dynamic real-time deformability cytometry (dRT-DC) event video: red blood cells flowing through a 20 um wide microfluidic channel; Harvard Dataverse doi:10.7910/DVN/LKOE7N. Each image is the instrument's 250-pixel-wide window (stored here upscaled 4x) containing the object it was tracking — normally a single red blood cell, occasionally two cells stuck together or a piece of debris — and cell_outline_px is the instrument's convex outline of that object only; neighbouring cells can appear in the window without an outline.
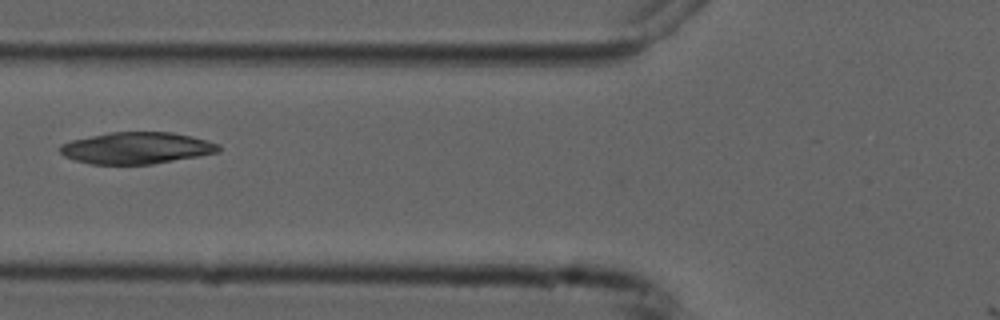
{"species": "common noctule bat (a hibernating species)", "species_latin": "Nyctalus noctula", "temperature_condition": "cold", "stored_images_in_passage": 7, "camera_frame_rate_fps": 3000, "um_per_image_px": 0.085, "animal": {"sex": "male", "forearm_length_mm": 52.5}, "frame": {"image": 1, "passage_image": 6, "time_ms": 6.0, "image_size_px": [1000, 320], "cell_outline_px": [[220, 152], [152, 164], [92, 164], [76, 160], [64, 156], [60, 152], [60, 144], [72, 140], [108, 132], [172, 132], [220, 144]], "centroid_in_image_um": [11.59, 12.58], "position_along_channel_um": 114.2, "area_um2": 29.02}}
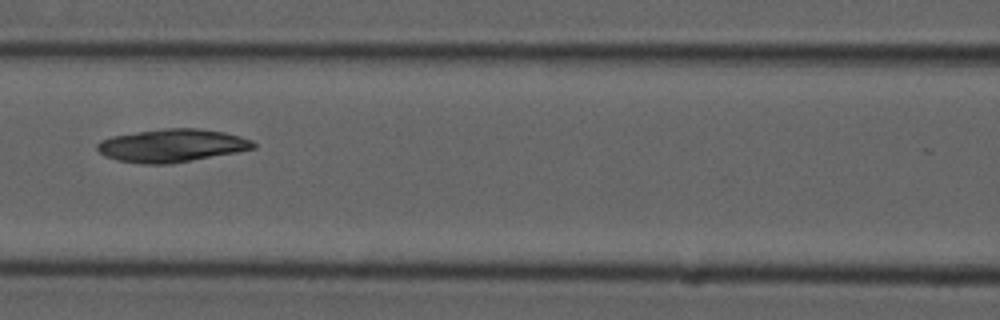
{"frame": {"image": 2, "passage_image": 7, "time_ms": 7.0, "image_size_px": [1000, 320], "cell_outline_px": [[256, 148], [236, 152], [168, 164], [144, 164], [116, 160], [104, 156], [96, 148], [96, 144], [100, 140], [112, 136], [164, 128], [200, 128], [224, 132], [240, 136], [252, 140], [256, 144]], "centroid_in_image_um": [14.6, 12.37], "position_along_channel_um": 152.0, "area_um2": 29.94}}